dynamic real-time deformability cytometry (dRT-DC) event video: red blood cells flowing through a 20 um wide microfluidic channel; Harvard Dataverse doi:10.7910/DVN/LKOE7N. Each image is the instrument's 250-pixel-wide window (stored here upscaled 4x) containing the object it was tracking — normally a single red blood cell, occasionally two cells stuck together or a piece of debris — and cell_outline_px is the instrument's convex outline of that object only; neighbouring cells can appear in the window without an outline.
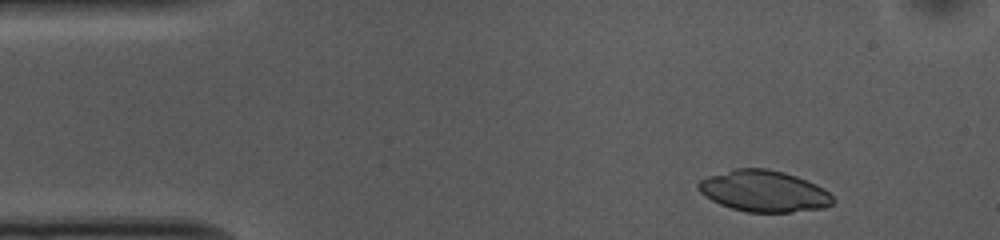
{"species": "common noctule bat (a hibernating species)", "species_latin": "Nyctalus noctula", "temperature_condition": "cold", "stored_images_in_passage": 49, "camera_frame_rate_fps": 3000, "um_per_image_px": 0.085, "animal": {"sex": "female", "body_mass_g": 10.0, "forearm_length_mm": 53.1}, "frame": {"image": 1, "passage_image": 3, "time_ms": 0.667, "image_size_px": [1000, 240], "cell_outline_px": [[836, 200], [832, 204], [824, 208], [792, 212], [748, 212], [732, 208], [720, 204], [704, 196], [700, 192], [696, 184], [700, 180], [708, 176], [736, 168], [768, 168], [784, 172], [796, 176], [816, 184], [824, 188]], "centroid_in_image_um": [64.94, 16.24], "position_along_channel_um": 20.1, "area_um2": 32.48}}